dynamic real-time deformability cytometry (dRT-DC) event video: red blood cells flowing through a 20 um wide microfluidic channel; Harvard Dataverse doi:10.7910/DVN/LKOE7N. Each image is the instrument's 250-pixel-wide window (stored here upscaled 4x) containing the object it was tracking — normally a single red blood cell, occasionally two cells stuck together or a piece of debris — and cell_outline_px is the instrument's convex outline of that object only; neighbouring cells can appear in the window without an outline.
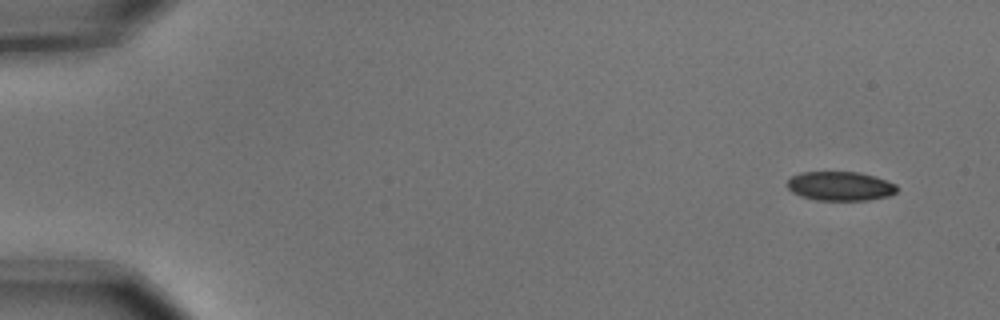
{"species": "common noctule bat (a hibernating species)", "species_latin": "Nyctalus noctula", "temperature_condition": "cold", "stored_images_in_passage": 4, "camera_frame_rate_fps": 3000, "um_per_image_px": 0.085, "animal": {"sex": "male", "body_mass_g": 15.6}, "frame": {"image": 1, "passage_image": 1, "time_ms": 0.0, "image_size_px": [1000, 320], "cell_outline_px": [[896, 192], [888, 196], [868, 200], [816, 200], [800, 196], [792, 192], [788, 188], [788, 180], [792, 176], [800, 172], [860, 172], [876, 176], [896, 184]], "centroid_in_image_um": [71.41, 15.81], "position_along_channel_um": 13.6, "area_um2": 18.67}}
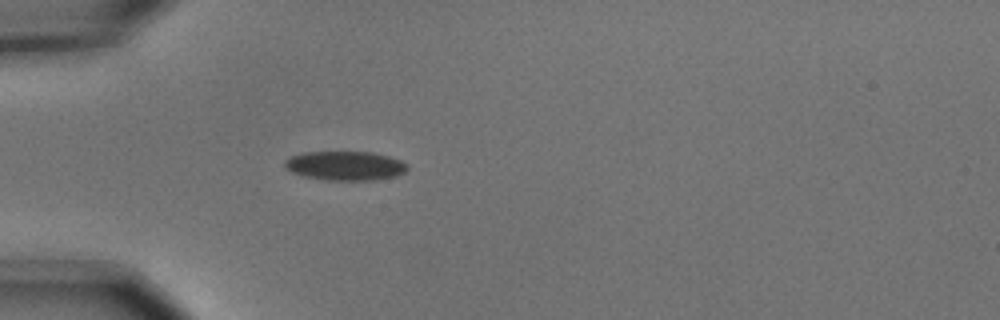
{"frame": {"image": 2, "passage_image": 4, "time_ms": 1.0, "image_size_px": [1000, 320], "cell_outline_px": [[408, 168], [404, 172], [396, 176], [372, 180], [328, 180], [304, 176], [292, 172], [284, 168], [284, 160], [292, 156], [304, 152], [372, 152], [388, 156], [400, 160], [408, 164]], "centroid_in_image_um": [29.33, 14.08], "position_along_channel_um": 55.7, "area_um2": 20.81}}